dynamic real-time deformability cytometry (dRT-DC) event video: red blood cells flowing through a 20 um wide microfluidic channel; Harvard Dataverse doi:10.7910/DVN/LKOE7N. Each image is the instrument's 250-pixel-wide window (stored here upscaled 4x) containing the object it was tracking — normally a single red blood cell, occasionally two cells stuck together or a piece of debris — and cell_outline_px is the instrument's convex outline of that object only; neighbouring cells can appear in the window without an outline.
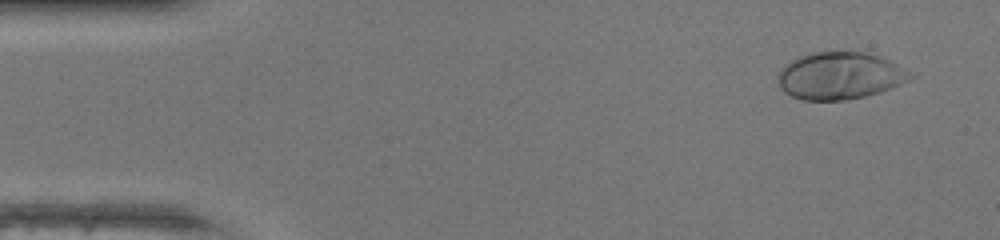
{"species": "human", "species_latin": "Homo sapiens", "temperature_condition": "warm", "stored_images_in_passage": 47, "camera_frame_rate_fps": 3000, "um_per_image_px": 0.085, "donor": {"sex": "female"}, "frame": {"image": 1, "passage_image": 3, "time_ms": 0.667, "image_size_px": [1000, 240], "cell_outline_px": [[916, 76], [892, 88], [880, 92], [848, 100], [800, 100], [784, 92], [780, 88], [776, 80], [780, 68], [784, 64], [800, 56], [812, 52], [864, 52], [880, 56], [896, 64]], "centroid_in_image_um": [71.34, 6.45], "position_along_channel_um": 13.7, "area_um2": 36.53}}
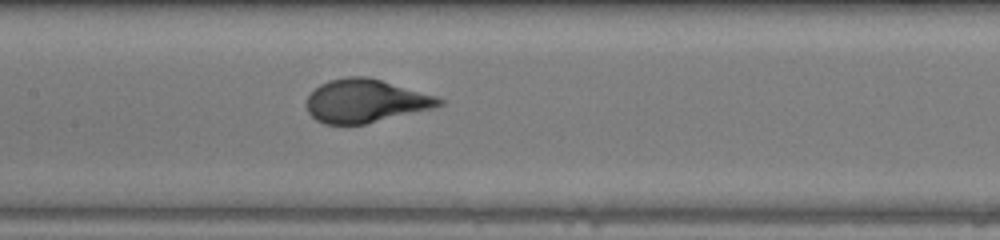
{"frame": {"image": 2, "passage_image": 22, "time_ms": 7.0, "image_size_px": [1000, 240], "cell_outline_px": [[444, 104], [436, 108], [364, 124], [324, 124], [316, 120], [308, 112], [308, 96], [320, 84], [328, 80], [348, 76], [368, 76], [436, 96], [444, 100]], "centroid_in_image_um": [31.1, 8.58], "position_along_channel_um": 176.3, "area_um2": 33.35}}
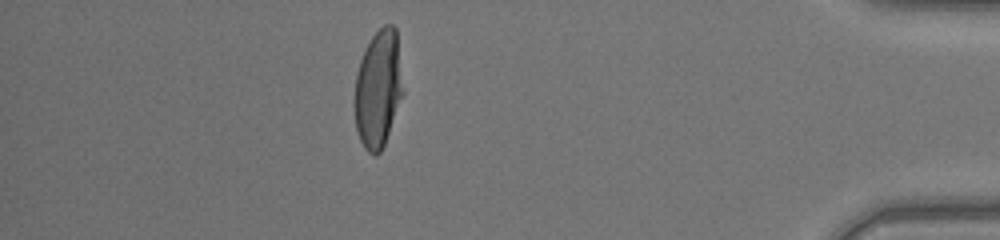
{"frame": {"image": 3, "passage_image": 41, "time_ms": 13.333, "image_size_px": [1000, 240], "cell_outline_px": [[404, 92], [384, 144], [380, 152], [376, 156], [368, 152], [364, 148], [356, 132], [352, 104], [356, 72], [364, 48], [372, 36], [384, 24], [392, 24], [396, 28]], "centroid_in_image_um": [32.11, 7.56], "position_along_channel_um": 403.1, "area_um2": 33.87}, "authors_computed_cell_mechanics": {"area_um2": 34.2754, "velocity_mm_per_s": 4.3792, "shape_relaxation_time_tau1_ms": 3.2458, "shape_relaxation_time_tau2_ms": null, "deformation_change_tau1": 0.2279, "deformation_change_tau2": null}}